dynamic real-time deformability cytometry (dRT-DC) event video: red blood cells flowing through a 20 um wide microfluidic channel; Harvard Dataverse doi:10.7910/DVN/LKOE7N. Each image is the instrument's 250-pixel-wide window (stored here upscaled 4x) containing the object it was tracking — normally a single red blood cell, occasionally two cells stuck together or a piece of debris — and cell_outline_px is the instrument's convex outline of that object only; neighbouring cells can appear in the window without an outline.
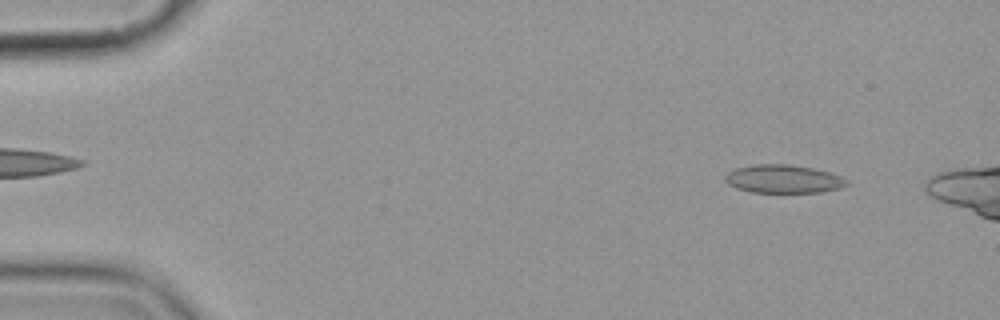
{"species": "common noctule bat (a hibernating species)", "species_latin": "Nyctalus noctula", "temperature_condition": "cold", "stored_images_in_passage": 4, "camera_frame_rate_fps": 3000, "um_per_image_px": 0.085, "animal": {"sex": "female", "body_mass_g": 19.9}, "frame": {"image": 1, "passage_image": 1, "time_ms": 0.0, "image_size_px": [1000, 320], "cell_outline_px": [[848, 184], [840, 188], [820, 192], [752, 192], [736, 188], [728, 184], [724, 180], [724, 176], [728, 172], [736, 168], [752, 164], [788, 164], [812, 168], [828, 172], [840, 176], [848, 180]], "centroid_in_image_um": [66.55, 15.21], "position_along_channel_um": 18.4, "area_um2": 20.0}}
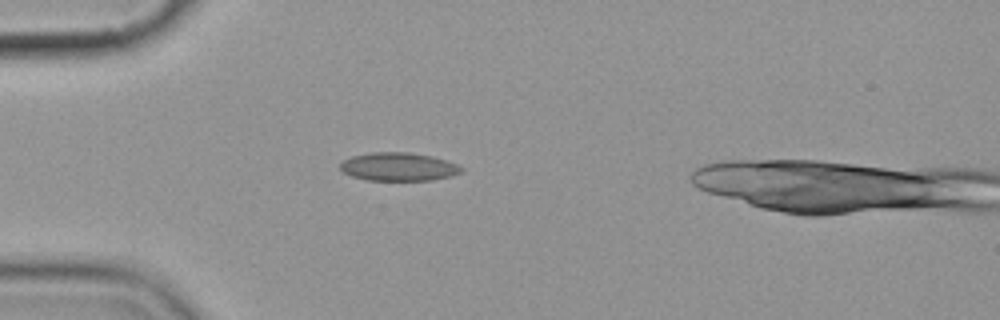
{"frame": {"image": 2, "passage_image": 3, "time_ms": 3.333, "image_size_px": [1000, 320], "cell_outline_px": [[464, 168], [460, 172], [452, 176], [432, 180], [368, 180], [352, 176], [344, 172], [340, 168], [340, 164], [344, 160], [352, 156], [372, 152], [408, 152], [432, 156], [456, 164]], "centroid_in_image_um": [33.87, 14.17], "position_along_channel_um": 51.1, "area_um2": 19.83}}